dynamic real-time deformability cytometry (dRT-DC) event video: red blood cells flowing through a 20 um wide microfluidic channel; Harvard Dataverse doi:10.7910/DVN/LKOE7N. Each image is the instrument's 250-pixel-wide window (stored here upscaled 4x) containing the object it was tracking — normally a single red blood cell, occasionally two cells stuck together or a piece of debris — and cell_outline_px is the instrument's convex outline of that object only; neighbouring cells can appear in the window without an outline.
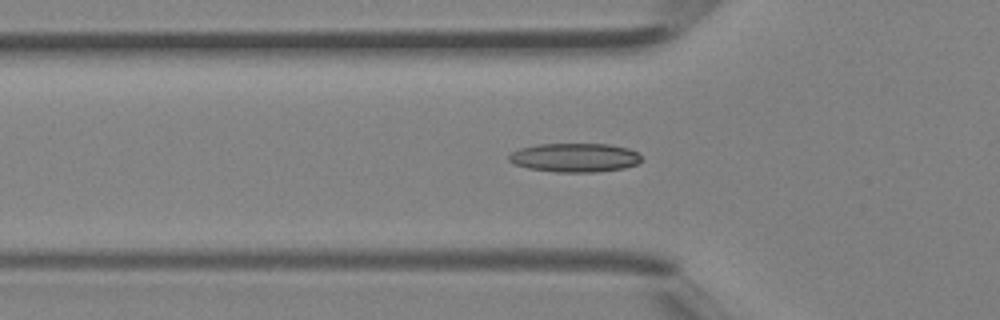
{"species": "Egyptian fruit bat (a non-hibernating species)", "species_latin": "Rousettus aegyptiacus", "temperature_condition": "room temperature", "stored_images_in_passage": 33, "segment_of_instrument_passage": [1, 2], "camera_frame_rate_fps": 3000, "um_per_image_px": 0.085, "animal": {"sex": "female"}, "frame": {"image": 1, "passage_image": 5, "time_ms": 1.333, "image_size_px": [1000, 320], "cell_outline_px": [[640, 160], [636, 164], [624, 168], [596, 172], [556, 172], [528, 168], [516, 164], [508, 160], [508, 156], [512, 152], [520, 148], [536, 144], [608, 144], [628, 148], [636, 152], [640, 156]], "centroid_in_image_um": [48.83, 13.39], "position_along_channel_um": 77.0, "area_um2": 22.2}}
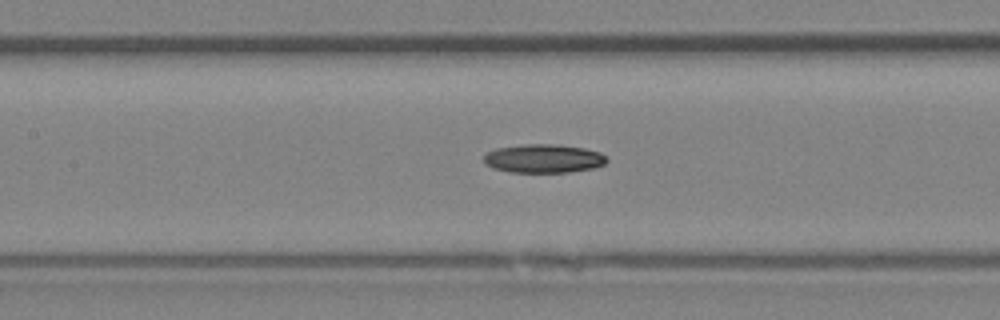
{"frame": {"image": 2, "passage_image": 10, "time_ms": 3.0, "image_size_px": [1000, 320], "cell_outline_px": [[608, 160], [604, 164], [592, 168], [568, 172], [512, 172], [492, 168], [484, 164], [484, 156], [488, 152], [496, 148], [524, 144], [556, 144], [584, 148], [600, 152]], "centroid_in_image_um": [46.18, 13.47], "position_along_channel_um": 161.2, "area_um2": 20.46}}
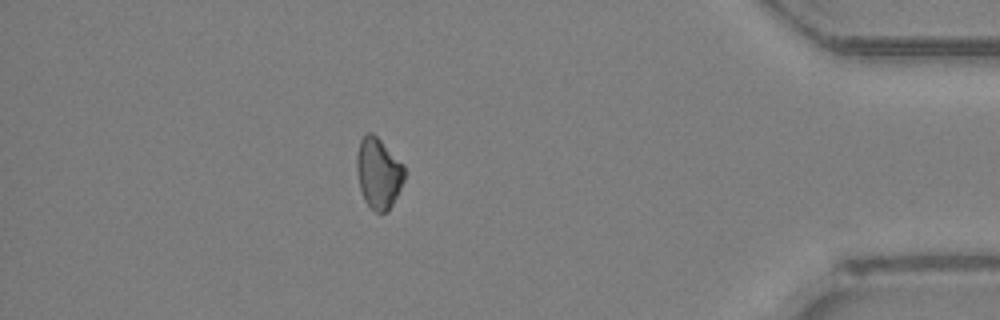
{"frame": {"image": 3, "passage_image": 27, "time_ms": 8.667, "image_size_px": [1000, 320], "cell_outline_px": [[404, 180], [388, 212], [376, 212], [364, 200], [360, 188], [356, 172], [356, 156], [360, 140], [368, 132], [372, 132], [404, 164]], "centroid_in_image_um": [32.16, 14.71], "position_along_channel_um": 403.0, "area_um2": 19.54}}